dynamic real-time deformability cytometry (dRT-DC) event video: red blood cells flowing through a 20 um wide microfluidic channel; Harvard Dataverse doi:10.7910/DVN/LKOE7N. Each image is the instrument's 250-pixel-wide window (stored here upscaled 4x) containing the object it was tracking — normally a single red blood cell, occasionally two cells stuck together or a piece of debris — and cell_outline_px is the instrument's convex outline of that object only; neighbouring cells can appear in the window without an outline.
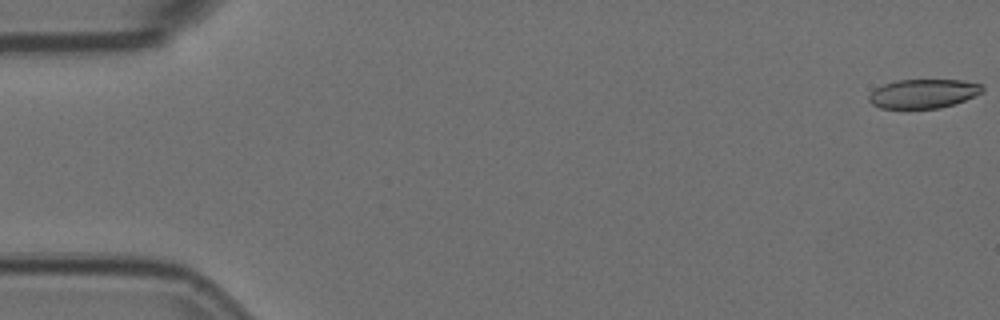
{"species": "Egyptian fruit bat (a non-hibernating species)", "species_latin": "Rousettus aegyptiacus", "temperature_condition": "room temperature", "stored_images_in_passage": 10, "camera_frame_rate_fps": 3000, "um_per_image_px": 0.085, "animal": {"sex": "female"}, "frame": {"image": 1, "passage_image": 1, "time_ms": 0.0, "image_size_px": [1000, 320], "cell_outline_px": [[984, 92], [956, 104], [940, 108], [880, 108], [872, 104], [868, 100], [868, 96], [876, 88], [884, 84], [896, 80], [964, 80], [984, 84]], "centroid_in_image_um": [78.54, 7.95], "position_along_channel_um": 6.5, "area_um2": 19.42}}
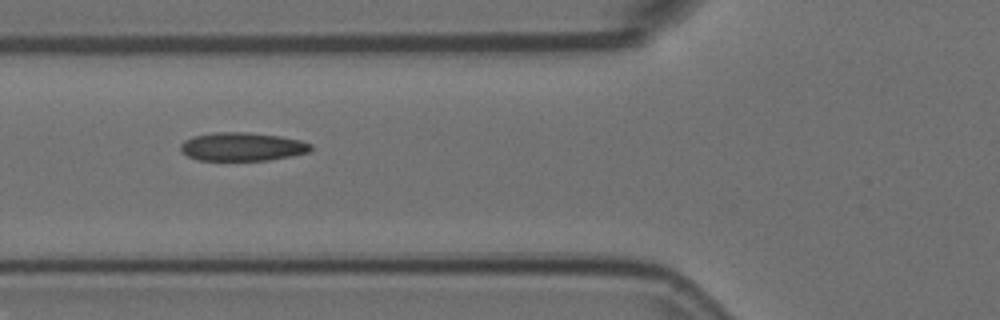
{"frame": {"image": 2, "passage_image": 6, "time_ms": 1.667, "image_size_px": [1000, 320], "cell_outline_px": [[312, 148], [308, 152], [292, 156], [268, 160], [200, 160], [188, 156], [180, 152], [180, 144], [184, 140], [192, 136], [212, 132], [248, 132], [280, 136], [300, 140], [312, 144]], "centroid_in_image_um": [20.56, 12.46], "position_along_channel_um": 105.2, "area_um2": 21.73}}
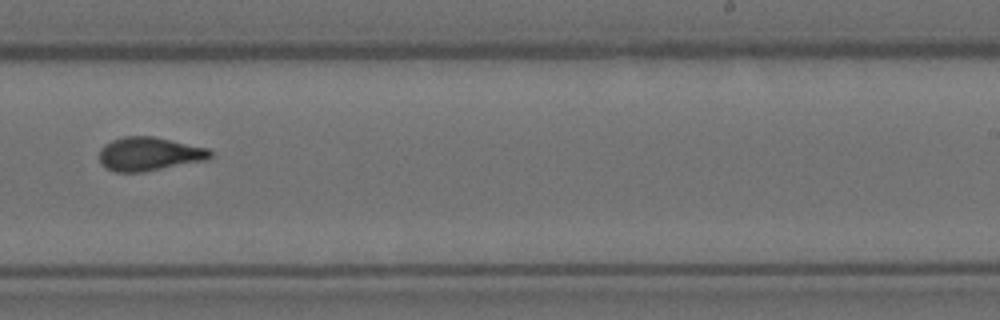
{"frame": {"image": 3, "passage_image": 10, "time_ms": 3.0, "image_size_px": [1000, 320], "cell_outline_px": [[212, 156], [208, 160], [144, 172], [116, 172], [104, 168], [100, 164], [100, 148], [104, 144], [112, 140], [124, 136], [152, 136], [208, 148], [212, 152]], "centroid_in_image_um": [12.67, 13.1], "position_along_channel_um": 276.3, "area_um2": 21.96}}